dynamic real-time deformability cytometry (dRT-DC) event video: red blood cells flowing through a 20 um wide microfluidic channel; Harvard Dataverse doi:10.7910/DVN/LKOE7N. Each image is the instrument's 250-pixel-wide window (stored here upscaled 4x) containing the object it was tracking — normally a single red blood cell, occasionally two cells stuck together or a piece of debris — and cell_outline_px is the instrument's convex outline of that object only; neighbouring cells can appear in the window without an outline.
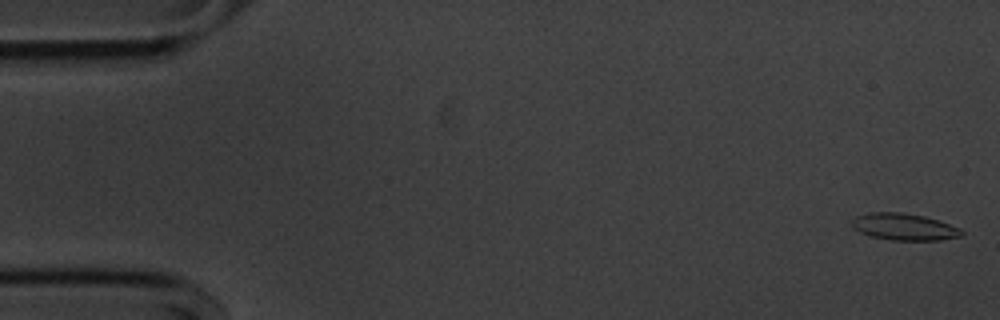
{"species": "common noctule bat (a hibernating species)", "species_latin": "Nyctalus noctula", "temperature_condition": "cold", "stored_images_in_passage": 55, "camera_frame_rate_fps": 3000, "um_per_image_px": 0.085, "animal": {"sex": "male", "body_mass_g": 20.1, "forearm_length_mm": 53.5}, "frame": {"image": 1, "passage_image": 1, "time_ms": 0.0, "image_size_px": [1000, 320], "cell_outline_px": [[964, 232], [960, 236], [940, 240], [892, 240], [872, 236], [860, 232], [852, 228], [852, 220], [856, 216], [868, 212], [900, 212], [924, 216], [960, 228]], "centroid_in_image_um": [76.82, 19.27], "position_along_channel_um": 8.2, "area_um2": 16.99}}
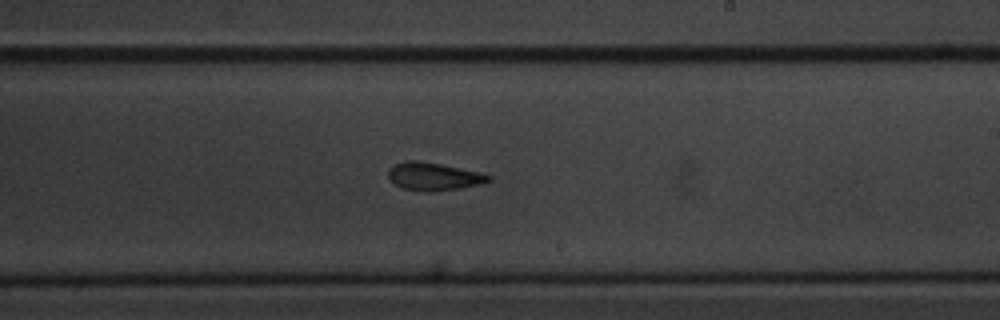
{"frame": {"image": 2, "passage_image": 32, "time_ms": 10.333, "image_size_px": [1000, 320], "cell_outline_px": [[492, 180], [480, 184], [432, 192], [404, 188], [396, 184], [388, 176], [388, 168], [392, 164], [408, 160], [420, 160], [480, 172], [492, 176]], "centroid_in_image_um": [36.85, 14.97], "position_along_channel_um": 252.2, "area_um2": 16.13}}
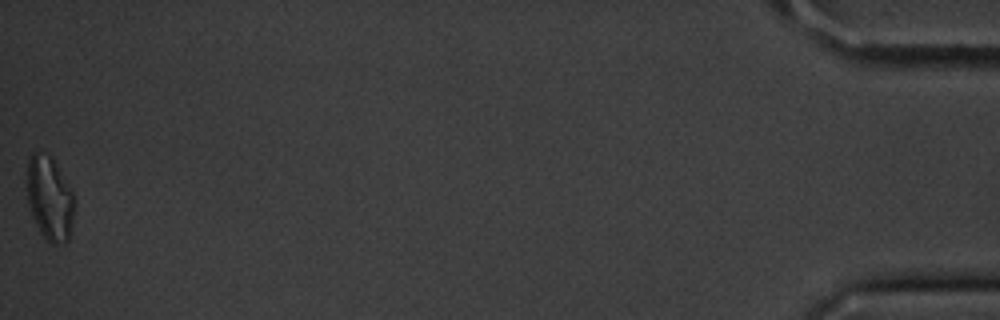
{"frame": {"image": 3, "passage_image": 55, "time_ms": 18.0, "image_size_px": [1000, 320], "cell_outline_px": [[72, 224], [68, 240], [64, 244], [52, 244], [40, 232], [32, 216], [28, 204], [28, 156], [32, 152], [36, 152], [48, 156], [52, 160], [72, 192]], "centroid_in_image_um": [4.19, 16.91], "position_along_channel_um": 431.0, "area_um2": 22.31}, "authors_computed_cell_mechanics": {"area_um2": 16.8776, "velocity_mm_per_s": 3.6008, "shape_relaxation_time_tau1_ms": 2.2673, "shape_relaxation_time_tau2_ms": 2.5227, "deformation_change_tau1": 0.1416, "deformation_change_tau2": 0.1092}}